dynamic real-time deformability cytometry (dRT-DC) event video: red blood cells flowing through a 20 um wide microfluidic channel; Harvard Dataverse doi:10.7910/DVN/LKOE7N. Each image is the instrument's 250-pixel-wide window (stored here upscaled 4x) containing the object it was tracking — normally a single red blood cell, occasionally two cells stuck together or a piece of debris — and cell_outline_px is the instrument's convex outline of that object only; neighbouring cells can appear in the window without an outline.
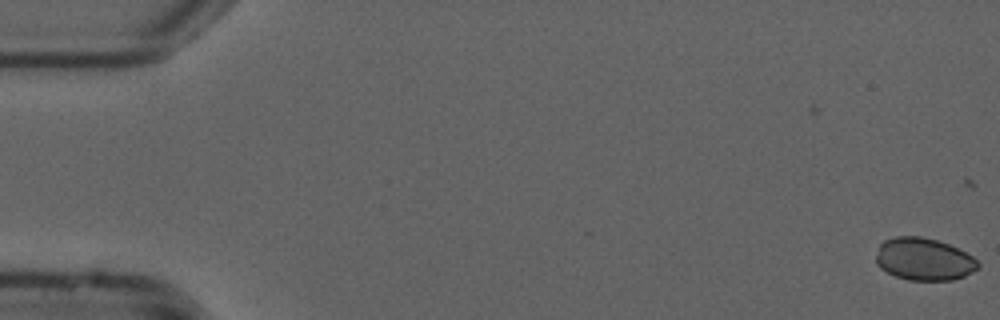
{"species": "common noctule bat (a hibernating species)", "species_latin": "Nyctalus noctula", "temperature_condition": "cold", "stored_images_in_passage": 18, "camera_frame_rate_fps": 3000, "um_per_image_px": 0.085, "animal": {"sex": "male", "forearm_length_mm": 52.5}, "frame": {"image": 1, "passage_image": 1, "time_ms": 0.0, "image_size_px": [1000, 320], "cell_outline_px": [[980, 268], [964, 276], [952, 280], [908, 280], [896, 276], [880, 268], [876, 264], [876, 256], [880, 244], [884, 240], [896, 236], [920, 236], [936, 240], [948, 244], [972, 256], [980, 264]], "centroid_in_image_um": [78.52, 22.03], "position_along_channel_um": 6.5, "area_um2": 25.14}}
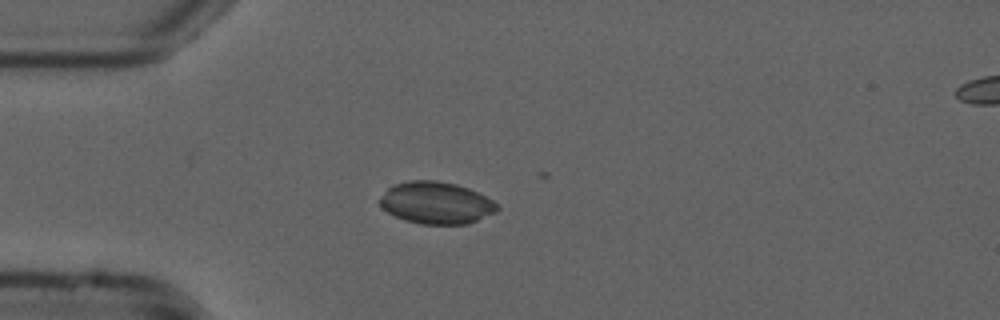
{"frame": {"image": 2, "passage_image": 15, "time_ms": 4.667, "image_size_px": [1000, 320], "cell_outline_px": [[500, 208], [496, 212], [468, 224], [420, 224], [404, 220], [388, 212], [376, 200], [392, 184], [408, 180], [436, 180], [456, 184], [468, 188], [492, 200]], "centroid_in_image_um": [37.04, 17.23], "position_along_channel_um": 48.0, "area_um2": 28.84}}